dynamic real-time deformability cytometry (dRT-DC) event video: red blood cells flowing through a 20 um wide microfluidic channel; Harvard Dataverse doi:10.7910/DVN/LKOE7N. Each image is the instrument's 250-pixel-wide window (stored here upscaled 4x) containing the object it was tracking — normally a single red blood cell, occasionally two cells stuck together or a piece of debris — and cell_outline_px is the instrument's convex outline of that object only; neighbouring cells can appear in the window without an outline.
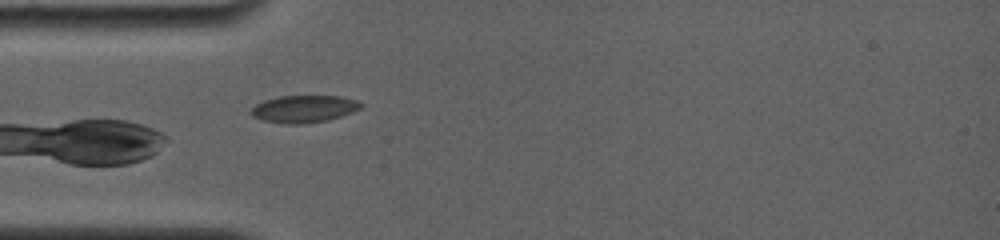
{"species": "common noctule bat (a hibernating species)", "species_latin": "Nyctalus noctula", "temperature_condition": "room temperature", "stored_images_in_passage": 3, "camera_frame_rate_fps": 4000, "um_per_image_px": 0.085, "animal": {"sex": "female", "body_mass_g": 19.0, "forearm_length_mm": 56.7}, "frame": {"image": 1, "passage_image": 3, "time_ms": 0.5, "image_size_px": [1000, 240], "cell_outline_px": [[364, 104], [360, 108], [352, 112], [328, 120], [300, 124], [288, 124], [264, 120], [252, 116], [248, 112], [256, 104], [264, 100], [280, 96], [340, 96], [356, 100]], "centroid_in_image_um": [25.82, 9.25], "position_along_channel_um": 59.2, "area_um2": 17.34}}